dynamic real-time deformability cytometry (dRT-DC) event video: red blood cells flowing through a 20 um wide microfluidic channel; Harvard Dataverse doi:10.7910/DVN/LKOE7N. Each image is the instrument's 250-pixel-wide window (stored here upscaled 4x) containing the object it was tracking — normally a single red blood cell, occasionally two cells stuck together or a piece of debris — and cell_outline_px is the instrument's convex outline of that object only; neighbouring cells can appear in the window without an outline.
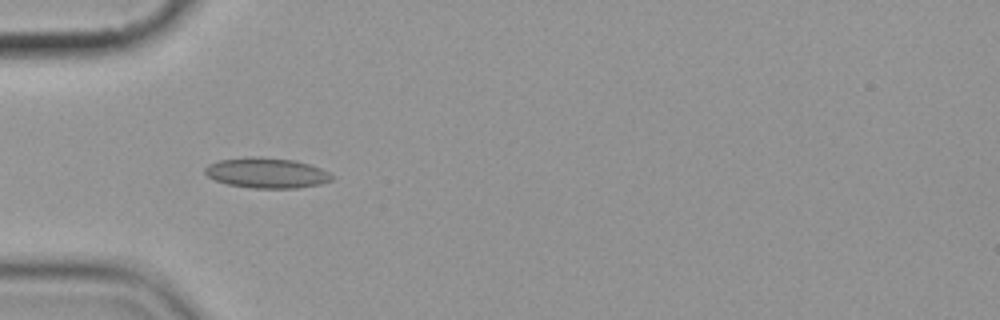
{"species": "common noctule bat (a hibernating species)", "species_latin": "Nyctalus noctula", "temperature_condition": "cold", "stored_images_in_passage": 3, "camera_frame_rate_fps": 3000, "um_per_image_px": 0.085, "animal": {"sex": "female", "body_mass_g": 19.9}, "frame": {"image": 1, "passage_image": 2, "time_ms": 1.333, "image_size_px": [1000, 320], "cell_outline_px": [[336, 176], [332, 180], [320, 184], [296, 188], [252, 188], [228, 184], [216, 180], [208, 176], [204, 172], [204, 168], [208, 164], [220, 160], [292, 160], [308, 164], [320, 168]], "centroid_in_image_um": [22.72, 14.76], "position_along_channel_um": 62.3, "area_um2": 21.21}}
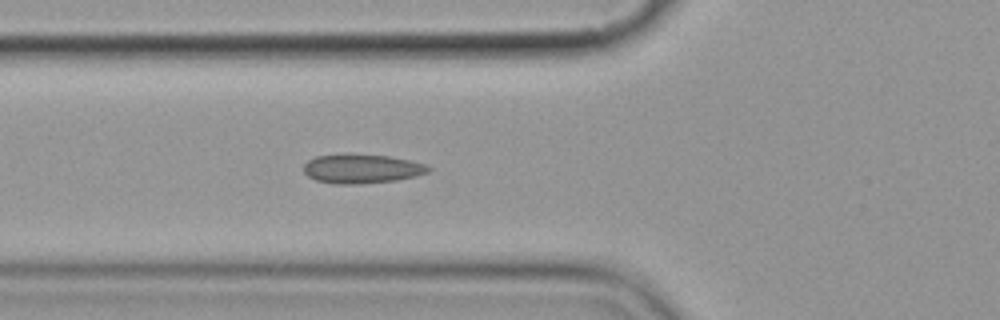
{"frame": {"image": 2, "passage_image": 3, "time_ms": 2.333, "image_size_px": [1000, 320], "cell_outline_px": [[432, 168], [428, 172], [416, 176], [396, 180], [356, 184], [332, 184], [316, 180], [308, 176], [304, 172], [304, 164], [308, 160], [316, 156], [388, 156], [408, 160], [424, 164]], "centroid_in_image_um": [30.75, 14.38], "position_along_channel_um": 95.0, "area_um2": 20.46}}